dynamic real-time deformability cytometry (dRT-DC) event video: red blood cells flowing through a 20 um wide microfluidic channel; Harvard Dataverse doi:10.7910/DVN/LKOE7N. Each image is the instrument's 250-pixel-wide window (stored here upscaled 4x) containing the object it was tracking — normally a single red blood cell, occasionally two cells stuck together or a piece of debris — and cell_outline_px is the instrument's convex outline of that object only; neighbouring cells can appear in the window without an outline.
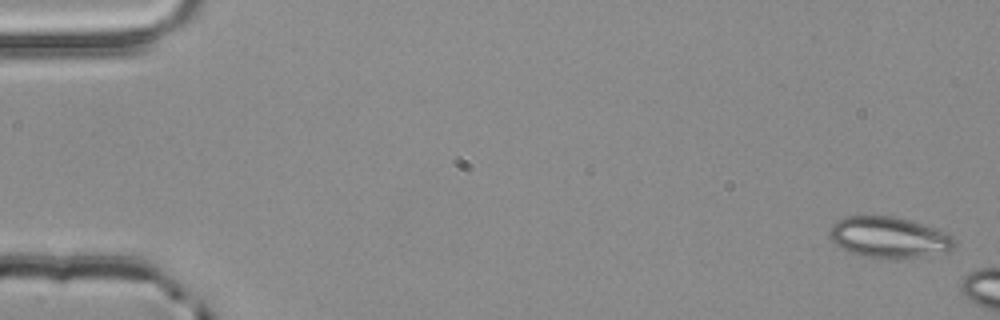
{"species": "common noctule bat (a hibernating species)", "species_latin": "Nyctalus noctula", "temperature_condition": "room temperature", "stored_images_in_passage": 3, "camera_frame_rate_fps": 3000, "um_per_image_px": 0.085, "animal": {"sex": "male", "body_mass_g": 20.4}, "frame": {"image": 1, "passage_image": 1, "time_ms": 0.0, "image_size_px": [1000, 320], "cell_outline_px": [[956, 244], [952, 248], [944, 252], [928, 256], [880, 260], [864, 256], [852, 252], [836, 244], [832, 240], [832, 224], [836, 220], [848, 216], [892, 216], [908, 220], [936, 228], [952, 236]], "centroid_in_image_um": [75.59, 20.19], "position_along_channel_um": 9.4, "area_um2": 29.65}}